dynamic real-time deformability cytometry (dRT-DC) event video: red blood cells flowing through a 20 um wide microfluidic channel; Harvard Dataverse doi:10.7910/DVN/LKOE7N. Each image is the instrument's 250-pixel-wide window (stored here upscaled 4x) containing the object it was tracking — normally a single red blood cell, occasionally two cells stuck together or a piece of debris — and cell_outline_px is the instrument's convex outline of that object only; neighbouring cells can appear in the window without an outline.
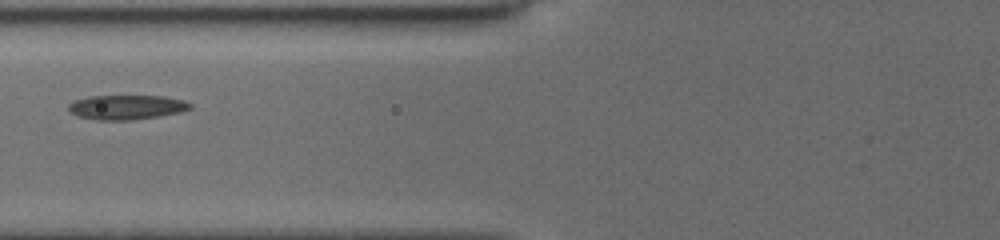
{"species": "common noctule bat (a hibernating species)", "species_latin": "Nyctalus noctula", "temperature_condition": "cold", "stored_images_in_passage": 4, "camera_frame_rate_fps": 3000, "um_per_image_px": 0.085, "animal": {"sex": "female", "body_mass_g": 19.5, "forearm_length_mm": 54.1}, "frame": {"image": 1, "passage_image": 3, "time_ms": 2.0, "image_size_px": [1000, 240], "cell_outline_px": [[192, 108], [180, 112], [160, 116], [132, 120], [96, 120], [76, 116], [68, 108], [68, 104], [72, 100], [88, 96], [164, 96], [184, 100], [192, 104]], "centroid_in_image_um": [10.74, 9.11], "position_along_channel_um": 115.1, "area_um2": 17.57}}
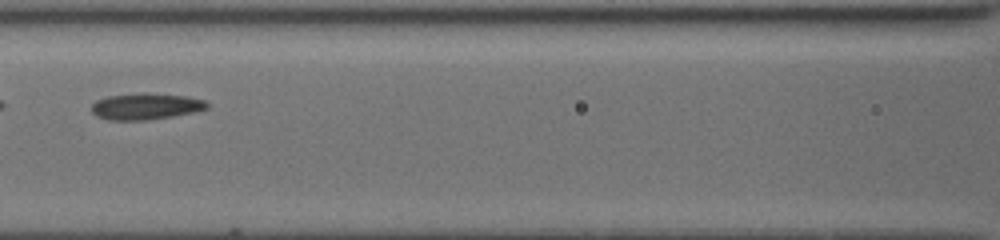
{"frame": {"image": 2, "passage_image": 4, "time_ms": 3.0, "image_size_px": [1000, 240], "cell_outline_px": [[208, 108], [192, 112], [172, 116], [144, 120], [112, 120], [96, 116], [92, 112], [92, 104], [96, 100], [108, 96], [144, 92], [184, 96], [204, 100], [208, 104]], "centroid_in_image_um": [12.36, 9.03], "position_along_channel_um": 154.2, "area_um2": 17.57}}